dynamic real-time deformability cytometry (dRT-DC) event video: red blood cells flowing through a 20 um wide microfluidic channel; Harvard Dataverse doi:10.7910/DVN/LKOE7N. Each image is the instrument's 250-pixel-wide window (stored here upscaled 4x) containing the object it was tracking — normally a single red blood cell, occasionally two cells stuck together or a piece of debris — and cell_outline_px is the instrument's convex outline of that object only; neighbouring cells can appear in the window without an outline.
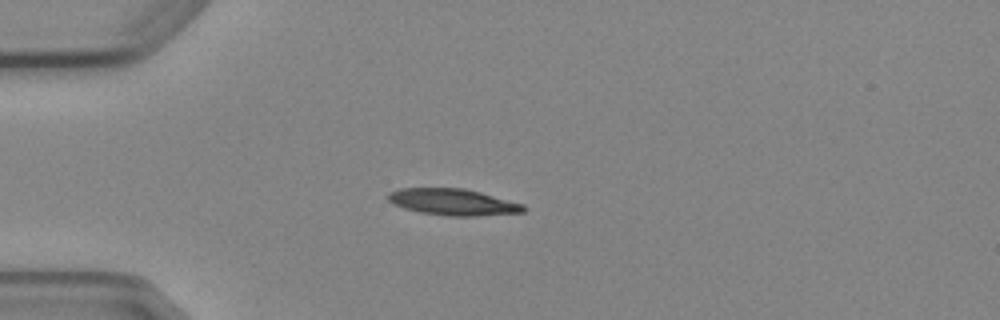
{"species": "Egyptian fruit bat (a non-hibernating species)", "species_latin": "Rousettus aegyptiacus", "temperature_condition": "cold", "stored_images_in_passage": 5, "camera_frame_rate_fps": 3000, "um_per_image_px": 0.085, "animal": {"sex": "female"}, "frame": {"image": 1, "passage_image": 3, "time_ms": 3.333, "image_size_px": [1000, 320], "cell_outline_px": [[528, 208], [524, 212], [476, 216], [448, 216], [420, 212], [404, 208], [388, 200], [388, 192], [400, 188], [464, 188], [480, 192], [524, 204]], "centroid_in_image_um": [38.54, 17.17], "position_along_channel_um": 46.5, "area_um2": 20.87}}